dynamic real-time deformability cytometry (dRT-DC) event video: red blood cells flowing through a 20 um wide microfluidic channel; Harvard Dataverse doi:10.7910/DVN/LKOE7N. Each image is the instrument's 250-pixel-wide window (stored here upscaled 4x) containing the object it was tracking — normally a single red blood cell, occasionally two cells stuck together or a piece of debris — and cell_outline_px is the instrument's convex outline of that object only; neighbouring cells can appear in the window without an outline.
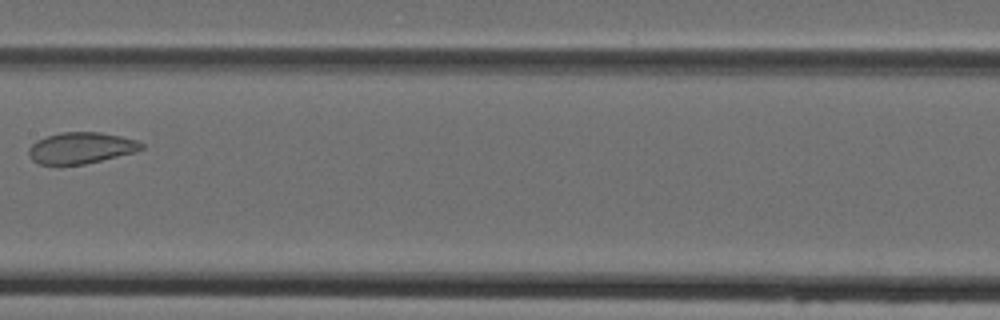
{"species": "Egyptian fruit bat (a non-hibernating species)", "species_latin": "Rousettus aegyptiacus", "temperature_condition": "cold", "stored_images_in_passage": 6, "camera_frame_rate_fps": 3000, "um_per_image_px": 0.085, "animal": {"sex": "female"}, "frame": {"image": 1, "passage_image": 6, "time_ms": 5.667, "image_size_px": [1000, 320], "cell_outline_px": [[144, 148], [136, 152], [84, 164], [36, 164], [28, 156], [28, 148], [36, 140], [60, 132], [100, 132], [120, 136], [136, 140], [144, 144]], "centroid_in_image_um": [6.87, 12.57], "position_along_channel_um": 200.5, "area_um2": 20.58}}